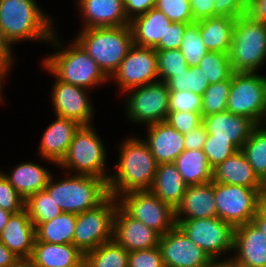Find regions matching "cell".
<instances>
[{"label": "cell", "instance_id": "obj_1", "mask_svg": "<svg viewBox=\"0 0 266 267\" xmlns=\"http://www.w3.org/2000/svg\"><path fill=\"white\" fill-rule=\"evenodd\" d=\"M127 138V139H126ZM120 143L118 161L108 179L109 195L150 190L155 178L157 163L147 143L136 135Z\"/></svg>", "mask_w": 266, "mask_h": 267}, {"label": "cell", "instance_id": "obj_2", "mask_svg": "<svg viewBox=\"0 0 266 267\" xmlns=\"http://www.w3.org/2000/svg\"><path fill=\"white\" fill-rule=\"evenodd\" d=\"M57 33V31L53 33L48 43L53 47L52 49L56 50L45 56L46 58L41 63L45 71L61 82L77 85L87 90L110 82L98 64L75 40L66 45Z\"/></svg>", "mask_w": 266, "mask_h": 267}, {"label": "cell", "instance_id": "obj_3", "mask_svg": "<svg viewBox=\"0 0 266 267\" xmlns=\"http://www.w3.org/2000/svg\"><path fill=\"white\" fill-rule=\"evenodd\" d=\"M36 0H0V27L12 45L24 41L49 43L56 31Z\"/></svg>", "mask_w": 266, "mask_h": 267}, {"label": "cell", "instance_id": "obj_4", "mask_svg": "<svg viewBox=\"0 0 266 267\" xmlns=\"http://www.w3.org/2000/svg\"><path fill=\"white\" fill-rule=\"evenodd\" d=\"M110 79L134 46L130 24L80 29L74 39Z\"/></svg>", "mask_w": 266, "mask_h": 267}, {"label": "cell", "instance_id": "obj_5", "mask_svg": "<svg viewBox=\"0 0 266 267\" xmlns=\"http://www.w3.org/2000/svg\"><path fill=\"white\" fill-rule=\"evenodd\" d=\"M54 179L53 173L44 190L53 197L54 202L63 212L80 214L97 207L108 196V183L102 179L88 175H69Z\"/></svg>", "mask_w": 266, "mask_h": 267}, {"label": "cell", "instance_id": "obj_6", "mask_svg": "<svg viewBox=\"0 0 266 267\" xmlns=\"http://www.w3.org/2000/svg\"><path fill=\"white\" fill-rule=\"evenodd\" d=\"M94 125H81L75 132L68 151L57 165L64 172L102 178L108 183L110 170L107 168V149Z\"/></svg>", "mask_w": 266, "mask_h": 267}, {"label": "cell", "instance_id": "obj_7", "mask_svg": "<svg viewBox=\"0 0 266 267\" xmlns=\"http://www.w3.org/2000/svg\"><path fill=\"white\" fill-rule=\"evenodd\" d=\"M229 57L234 72H261L266 65V23L246 14L238 17Z\"/></svg>", "mask_w": 266, "mask_h": 267}, {"label": "cell", "instance_id": "obj_8", "mask_svg": "<svg viewBox=\"0 0 266 267\" xmlns=\"http://www.w3.org/2000/svg\"><path fill=\"white\" fill-rule=\"evenodd\" d=\"M227 111L266 124V76L259 72H234Z\"/></svg>", "mask_w": 266, "mask_h": 267}, {"label": "cell", "instance_id": "obj_9", "mask_svg": "<svg viewBox=\"0 0 266 267\" xmlns=\"http://www.w3.org/2000/svg\"><path fill=\"white\" fill-rule=\"evenodd\" d=\"M118 201L109 195L101 204L77 215L73 245L83 254L113 240Z\"/></svg>", "mask_w": 266, "mask_h": 267}, {"label": "cell", "instance_id": "obj_10", "mask_svg": "<svg viewBox=\"0 0 266 267\" xmlns=\"http://www.w3.org/2000/svg\"><path fill=\"white\" fill-rule=\"evenodd\" d=\"M263 189L214 182L217 217L234 228L252 222L261 208Z\"/></svg>", "mask_w": 266, "mask_h": 267}, {"label": "cell", "instance_id": "obj_11", "mask_svg": "<svg viewBox=\"0 0 266 267\" xmlns=\"http://www.w3.org/2000/svg\"><path fill=\"white\" fill-rule=\"evenodd\" d=\"M124 94L126 117L133 124L147 126L165 121L169 112V88L165 82L158 80Z\"/></svg>", "mask_w": 266, "mask_h": 267}, {"label": "cell", "instance_id": "obj_12", "mask_svg": "<svg viewBox=\"0 0 266 267\" xmlns=\"http://www.w3.org/2000/svg\"><path fill=\"white\" fill-rule=\"evenodd\" d=\"M117 201L130 217L143 222L161 236L177 225L175 209L150 190L131 191L118 196Z\"/></svg>", "mask_w": 266, "mask_h": 267}, {"label": "cell", "instance_id": "obj_13", "mask_svg": "<svg viewBox=\"0 0 266 267\" xmlns=\"http://www.w3.org/2000/svg\"><path fill=\"white\" fill-rule=\"evenodd\" d=\"M176 223L211 259L232 256L235 228L230 223L218 217L177 220Z\"/></svg>", "mask_w": 266, "mask_h": 267}, {"label": "cell", "instance_id": "obj_14", "mask_svg": "<svg viewBox=\"0 0 266 267\" xmlns=\"http://www.w3.org/2000/svg\"><path fill=\"white\" fill-rule=\"evenodd\" d=\"M159 80L154 48L134 45L109 81H114L121 94Z\"/></svg>", "mask_w": 266, "mask_h": 267}, {"label": "cell", "instance_id": "obj_15", "mask_svg": "<svg viewBox=\"0 0 266 267\" xmlns=\"http://www.w3.org/2000/svg\"><path fill=\"white\" fill-rule=\"evenodd\" d=\"M53 78L55 82L50 97L54 115L75 120L80 125H92L95 111L88 96L90 90Z\"/></svg>", "mask_w": 266, "mask_h": 267}, {"label": "cell", "instance_id": "obj_16", "mask_svg": "<svg viewBox=\"0 0 266 267\" xmlns=\"http://www.w3.org/2000/svg\"><path fill=\"white\" fill-rule=\"evenodd\" d=\"M159 248L165 267H206L212 260L178 225L160 236Z\"/></svg>", "mask_w": 266, "mask_h": 267}, {"label": "cell", "instance_id": "obj_17", "mask_svg": "<svg viewBox=\"0 0 266 267\" xmlns=\"http://www.w3.org/2000/svg\"><path fill=\"white\" fill-rule=\"evenodd\" d=\"M160 234L130 217L119 205L114 216L113 240L128 252L159 246Z\"/></svg>", "mask_w": 266, "mask_h": 267}, {"label": "cell", "instance_id": "obj_18", "mask_svg": "<svg viewBox=\"0 0 266 267\" xmlns=\"http://www.w3.org/2000/svg\"><path fill=\"white\" fill-rule=\"evenodd\" d=\"M81 29L121 27L130 24L124 0H77Z\"/></svg>", "mask_w": 266, "mask_h": 267}, {"label": "cell", "instance_id": "obj_19", "mask_svg": "<svg viewBox=\"0 0 266 267\" xmlns=\"http://www.w3.org/2000/svg\"><path fill=\"white\" fill-rule=\"evenodd\" d=\"M80 126L75 120L55 116V120L42 134L38 157L57 167L65 157L74 134Z\"/></svg>", "mask_w": 266, "mask_h": 267}, {"label": "cell", "instance_id": "obj_20", "mask_svg": "<svg viewBox=\"0 0 266 267\" xmlns=\"http://www.w3.org/2000/svg\"><path fill=\"white\" fill-rule=\"evenodd\" d=\"M232 257L250 267H266V237L253 223L235 227Z\"/></svg>", "mask_w": 266, "mask_h": 267}, {"label": "cell", "instance_id": "obj_21", "mask_svg": "<svg viewBox=\"0 0 266 267\" xmlns=\"http://www.w3.org/2000/svg\"><path fill=\"white\" fill-rule=\"evenodd\" d=\"M202 124L214 138L229 139L239 150L258 126L246 116L225 111L202 117Z\"/></svg>", "mask_w": 266, "mask_h": 267}, {"label": "cell", "instance_id": "obj_22", "mask_svg": "<svg viewBox=\"0 0 266 267\" xmlns=\"http://www.w3.org/2000/svg\"><path fill=\"white\" fill-rule=\"evenodd\" d=\"M147 143L157 164L174 163L185 150L183 134L165 121L145 126ZM147 138V139H146Z\"/></svg>", "mask_w": 266, "mask_h": 267}, {"label": "cell", "instance_id": "obj_23", "mask_svg": "<svg viewBox=\"0 0 266 267\" xmlns=\"http://www.w3.org/2000/svg\"><path fill=\"white\" fill-rule=\"evenodd\" d=\"M35 239V225L26 209L12 214L0 234V241L20 260L30 259Z\"/></svg>", "mask_w": 266, "mask_h": 267}, {"label": "cell", "instance_id": "obj_24", "mask_svg": "<svg viewBox=\"0 0 266 267\" xmlns=\"http://www.w3.org/2000/svg\"><path fill=\"white\" fill-rule=\"evenodd\" d=\"M214 217H217L214 181L187 186L180 204L175 208V220Z\"/></svg>", "mask_w": 266, "mask_h": 267}, {"label": "cell", "instance_id": "obj_25", "mask_svg": "<svg viewBox=\"0 0 266 267\" xmlns=\"http://www.w3.org/2000/svg\"><path fill=\"white\" fill-rule=\"evenodd\" d=\"M212 181L247 188H264V182L254 172L241 150L213 168Z\"/></svg>", "mask_w": 266, "mask_h": 267}, {"label": "cell", "instance_id": "obj_26", "mask_svg": "<svg viewBox=\"0 0 266 267\" xmlns=\"http://www.w3.org/2000/svg\"><path fill=\"white\" fill-rule=\"evenodd\" d=\"M172 21L156 7L130 21L134 45L154 48L164 36Z\"/></svg>", "mask_w": 266, "mask_h": 267}, {"label": "cell", "instance_id": "obj_27", "mask_svg": "<svg viewBox=\"0 0 266 267\" xmlns=\"http://www.w3.org/2000/svg\"><path fill=\"white\" fill-rule=\"evenodd\" d=\"M0 172L25 200L44 190L52 176L48 168L32 161L19 163L12 168L11 173H4L2 170Z\"/></svg>", "mask_w": 266, "mask_h": 267}, {"label": "cell", "instance_id": "obj_28", "mask_svg": "<svg viewBox=\"0 0 266 267\" xmlns=\"http://www.w3.org/2000/svg\"><path fill=\"white\" fill-rule=\"evenodd\" d=\"M84 254L73 244H51L37 241L28 260L33 267H73Z\"/></svg>", "mask_w": 266, "mask_h": 267}, {"label": "cell", "instance_id": "obj_29", "mask_svg": "<svg viewBox=\"0 0 266 267\" xmlns=\"http://www.w3.org/2000/svg\"><path fill=\"white\" fill-rule=\"evenodd\" d=\"M230 16H216L196 21L209 52L230 53L235 21Z\"/></svg>", "mask_w": 266, "mask_h": 267}, {"label": "cell", "instance_id": "obj_30", "mask_svg": "<svg viewBox=\"0 0 266 267\" xmlns=\"http://www.w3.org/2000/svg\"><path fill=\"white\" fill-rule=\"evenodd\" d=\"M187 184L174 163L158 164L150 191L174 209L180 204Z\"/></svg>", "mask_w": 266, "mask_h": 267}, {"label": "cell", "instance_id": "obj_31", "mask_svg": "<svg viewBox=\"0 0 266 267\" xmlns=\"http://www.w3.org/2000/svg\"><path fill=\"white\" fill-rule=\"evenodd\" d=\"M184 182L201 185L212 181L213 168L202 149H185L174 161Z\"/></svg>", "mask_w": 266, "mask_h": 267}, {"label": "cell", "instance_id": "obj_32", "mask_svg": "<svg viewBox=\"0 0 266 267\" xmlns=\"http://www.w3.org/2000/svg\"><path fill=\"white\" fill-rule=\"evenodd\" d=\"M77 215L62 212L50 221L35 225L36 240L51 244H73Z\"/></svg>", "mask_w": 266, "mask_h": 267}, {"label": "cell", "instance_id": "obj_33", "mask_svg": "<svg viewBox=\"0 0 266 267\" xmlns=\"http://www.w3.org/2000/svg\"><path fill=\"white\" fill-rule=\"evenodd\" d=\"M258 177L266 180V124L258 125L241 148Z\"/></svg>", "mask_w": 266, "mask_h": 267}, {"label": "cell", "instance_id": "obj_34", "mask_svg": "<svg viewBox=\"0 0 266 267\" xmlns=\"http://www.w3.org/2000/svg\"><path fill=\"white\" fill-rule=\"evenodd\" d=\"M129 252L114 240L84 254L90 267H128Z\"/></svg>", "mask_w": 266, "mask_h": 267}, {"label": "cell", "instance_id": "obj_35", "mask_svg": "<svg viewBox=\"0 0 266 267\" xmlns=\"http://www.w3.org/2000/svg\"><path fill=\"white\" fill-rule=\"evenodd\" d=\"M25 209L34 224L50 221L63 212L45 190L30 195L25 200Z\"/></svg>", "mask_w": 266, "mask_h": 267}, {"label": "cell", "instance_id": "obj_36", "mask_svg": "<svg viewBox=\"0 0 266 267\" xmlns=\"http://www.w3.org/2000/svg\"><path fill=\"white\" fill-rule=\"evenodd\" d=\"M169 91H191L203 95L209 86V80L198 66L188 67L184 72L170 77L166 82Z\"/></svg>", "mask_w": 266, "mask_h": 267}, {"label": "cell", "instance_id": "obj_37", "mask_svg": "<svg viewBox=\"0 0 266 267\" xmlns=\"http://www.w3.org/2000/svg\"><path fill=\"white\" fill-rule=\"evenodd\" d=\"M197 66L204 71L210 84L232 79L234 73L227 53L208 52Z\"/></svg>", "mask_w": 266, "mask_h": 267}, {"label": "cell", "instance_id": "obj_38", "mask_svg": "<svg viewBox=\"0 0 266 267\" xmlns=\"http://www.w3.org/2000/svg\"><path fill=\"white\" fill-rule=\"evenodd\" d=\"M180 51L189 67L197 66L209 52L199 32V24L195 21L186 26Z\"/></svg>", "mask_w": 266, "mask_h": 267}, {"label": "cell", "instance_id": "obj_39", "mask_svg": "<svg viewBox=\"0 0 266 267\" xmlns=\"http://www.w3.org/2000/svg\"><path fill=\"white\" fill-rule=\"evenodd\" d=\"M231 88V79L209 84L202 95L201 116L227 111V101Z\"/></svg>", "mask_w": 266, "mask_h": 267}, {"label": "cell", "instance_id": "obj_40", "mask_svg": "<svg viewBox=\"0 0 266 267\" xmlns=\"http://www.w3.org/2000/svg\"><path fill=\"white\" fill-rule=\"evenodd\" d=\"M156 55L160 81L166 82L189 67L180 49L156 51Z\"/></svg>", "mask_w": 266, "mask_h": 267}, {"label": "cell", "instance_id": "obj_41", "mask_svg": "<svg viewBox=\"0 0 266 267\" xmlns=\"http://www.w3.org/2000/svg\"><path fill=\"white\" fill-rule=\"evenodd\" d=\"M202 150L212 168L239 151L229 139L214 138L211 134H208Z\"/></svg>", "mask_w": 266, "mask_h": 267}, {"label": "cell", "instance_id": "obj_42", "mask_svg": "<svg viewBox=\"0 0 266 267\" xmlns=\"http://www.w3.org/2000/svg\"><path fill=\"white\" fill-rule=\"evenodd\" d=\"M155 7L172 22L188 24L194 22L190 0H156Z\"/></svg>", "mask_w": 266, "mask_h": 267}, {"label": "cell", "instance_id": "obj_43", "mask_svg": "<svg viewBox=\"0 0 266 267\" xmlns=\"http://www.w3.org/2000/svg\"><path fill=\"white\" fill-rule=\"evenodd\" d=\"M202 96L191 91H169V112H194L201 114Z\"/></svg>", "mask_w": 266, "mask_h": 267}, {"label": "cell", "instance_id": "obj_44", "mask_svg": "<svg viewBox=\"0 0 266 267\" xmlns=\"http://www.w3.org/2000/svg\"><path fill=\"white\" fill-rule=\"evenodd\" d=\"M0 208L12 214L25 209V199L0 172Z\"/></svg>", "mask_w": 266, "mask_h": 267}, {"label": "cell", "instance_id": "obj_45", "mask_svg": "<svg viewBox=\"0 0 266 267\" xmlns=\"http://www.w3.org/2000/svg\"><path fill=\"white\" fill-rule=\"evenodd\" d=\"M165 122L184 135L202 124V116L194 112H168Z\"/></svg>", "mask_w": 266, "mask_h": 267}, {"label": "cell", "instance_id": "obj_46", "mask_svg": "<svg viewBox=\"0 0 266 267\" xmlns=\"http://www.w3.org/2000/svg\"><path fill=\"white\" fill-rule=\"evenodd\" d=\"M128 267H165L159 246L130 251Z\"/></svg>", "mask_w": 266, "mask_h": 267}, {"label": "cell", "instance_id": "obj_47", "mask_svg": "<svg viewBox=\"0 0 266 267\" xmlns=\"http://www.w3.org/2000/svg\"><path fill=\"white\" fill-rule=\"evenodd\" d=\"M187 25L188 23L172 22L165 33L164 41H160L154 49L156 51L179 49Z\"/></svg>", "mask_w": 266, "mask_h": 267}, {"label": "cell", "instance_id": "obj_48", "mask_svg": "<svg viewBox=\"0 0 266 267\" xmlns=\"http://www.w3.org/2000/svg\"><path fill=\"white\" fill-rule=\"evenodd\" d=\"M244 14H246V9L240 0H215L214 17L230 16L238 18Z\"/></svg>", "mask_w": 266, "mask_h": 267}, {"label": "cell", "instance_id": "obj_49", "mask_svg": "<svg viewBox=\"0 0 266 267\" xmlns=\"http://www.w3.org/2000/svg\"><path fill=\"white\" fill-rule=\"evenodd\" d=\"M208 133L203 124L183 135L185 149H203Z\"/></svg>", "mask_w": 266, "mask_h": 267}, {"label": "cell", "instance_id": "obj_50", "mask_svg": "<svg viewBox=\"0 0 266 267\" xmlns=\"http://www.w3.org/2000/svg\"><path fill=\"white\" fill-rule=\"evenodd\" d=\"M126 16L132 21L137 16L143 15L156 5V0H124Z\"/></svg>", "mask_w": 266, "mask_h": 267}, {"label": "cell", "instance_id": "obj_51", "mask_svg": "<svg viewBox=\"0 0 266 267\" xmlns=\"http://www.w3.org/2000/svg\"><path fill=\"white\" fill-rule=\"evenodd\" d=\"M214 3L215 0H190L194 22L214 17Z\"/></svg>", "mask_w": 266, "mask_h": 267}, {"label": "cell", "instance_id": "obj_52", "mask_svg": "<svg viewBox=\"0 0 266 267\" xmlns=\"http://www.w3.org/2000/svg\"><path fill=\"white\" fill-rule=\"evenodd\" d=\"M13 45L11 42L7 39L5 34L3 33V30L0 27V61L6 62L11 67L13 66L14 61V51L12 52Z\"/></svg>", "mask_w": 266, "mask_h": 267}, {"label": "cell", "instance_id": "obj_53", "mask_svg": "<svg viewBox=\"0 0 266 267\" xmlns=\"http://www.w3.org/2000/svg\"><path fill=\"white\" fill-rule=\"evenodd\" d=\"M251 19L266 23V0H258L246 9Z\"/></svg>", "mask_w": 266, "mask_h": 267}, {"label": "cell", "instance_id": "obj_54", "mask_svg": "<svg viewBox=\"0 0 266 267\" xmlns=\"http://www.w3.org/2000/svg\"><path fill=\"white\" fill-rule=\"evenodd\" d=\"M21 260L0 241V267H14Z\"/></svg>", "mask_w": 266, "mask_h": 267}, {"label": "cell", "instance_id": "obj_55", "mask_svg": "<svg viewBox=\"0 0 266 267\" xmlns=\"http://www.w3.org/2000/svg\"><path fill=\"white\" fill-rule=\"evenodd\" d=\"M11 66L6 62L0 61V104L2 105L4 102V94H3V83L5 79L8 77L9 72H11ZM8 73V74H7Z\"/></svg>", "mask_w": 266, "mask_h": 267}, {"label": "cell", "instance_id": "obj_56", "mask_svg": "<svg viewBox=\"0 0 266 267\" xmlns=\"http://www.w3.org/2000/svg\"><path fill=\"white\" fill-rule=\"evenodd\" d=\"M252 222L262 231V233H266V212L262 208L257 211Z\"/></svg>", "mask_w": 266, "mask_h": 267}, {"label": "cell", "instance_id": "obj_57", "mask_svg": "<svg viewBox=\"0 0 266 267\" xmlns=\"http://www.w3.org/2000/svg\"><path fill=\"white\" fill-rule=\"evenodd\" d=\"M206 267H232V256L225 259H212Z\"/></svg>", "mask_w": 266, "mask_h": 267}, {"label": "cell", "instance_id": "obj_58", "mask_svg": "<svg viewBox=\"0 0 266 267\" xmlns=\"http://www.w3.org/2000/svg\"><path fill=\"white\" fill-rule=\"evenodd\" d=\"M12 213H9L7 211H4L0 208V234L2 233V230L8 223V220L10 219Z\"/></svg>", "mask_w": 266, "mask_h": 267}, {"label": "cell", "instance_id": "obj_59", "mask_svg": "<svg viewBox=\"0 0 266 267\" xmlns=\"http://www.w3.org/2000/svg\"><path fill=\"white\" fill-rule=\"evenodd\" d=\"M14 267H33L28 260H21L17 265Z\"/></svg>", "mask_w": 266, "mask_h": 267}, {"label": "cell", "instance_id": "obj_60", "mask_svg": "<svg viewBox=\"0 0 266 267\" xmlns=\"http://www.w3.org/2000/svg\"><path fill=\"white\" fill-rule=\"evenodd\" d=\"M242 5L245 9H247L249 6H251L253 3H255L258 0H240Z\"/></svg>", "mask_w": 266, "mask_h": 267}, {"label": "cell", "instance_id": "obj_61", "mask_svg": "<svg viewBox=\"0 0 266 267\" xmlns=\"http://www.w3.org/2000/svg\"><path fill=\"white\" fill-rule=\"evenodd\" d=\"M232 267H250L248 265H245L237 260H235L233 257H232Z\"/></svg>", "mask_w": 266, "mask_h": 267}, {"label": "cell", "instance_id": "obj_62", "mask_svg": "<svg viewBox=\"0 0 266 267\" xmlns=\"http://www.w3.org/2000/svg\"><path fill=\"white\" fill-rule=\"evenodd\" d=\"M73 267H90L89 263L87 262V260L84 258L83 260H81L77 265L73 266Z\"/></svg>", "mask_w": 266, "mask_h": 267}, {"label": "cell", "instance_id": "obj_63", "mask_svg": "<svg viewBox=\"0 0 266 267\" xmlns=\"http://www.w3.org/2000/svg\"><path fill=\"white\" fill-rule=\"evenodd\" d=\"M261 208L266 212V199H262Z\"/></svg>", "mask_w": 266, "mask_h": 267}, {"label": "cell", "instance_id": "obj_64", "mask_svg": "<svg viewBox=\"0 0 266 267\" xmlns=\"http://www.w3.org/2000/svg\"><path fill=\"white\" fill-rule=\"evenodd\" d=\"M262 196H263L262 199H266V180H265V182H264V189H263Z\"/></svg>", "mask_w": 266, "mask_h": 267}]
</instances>
